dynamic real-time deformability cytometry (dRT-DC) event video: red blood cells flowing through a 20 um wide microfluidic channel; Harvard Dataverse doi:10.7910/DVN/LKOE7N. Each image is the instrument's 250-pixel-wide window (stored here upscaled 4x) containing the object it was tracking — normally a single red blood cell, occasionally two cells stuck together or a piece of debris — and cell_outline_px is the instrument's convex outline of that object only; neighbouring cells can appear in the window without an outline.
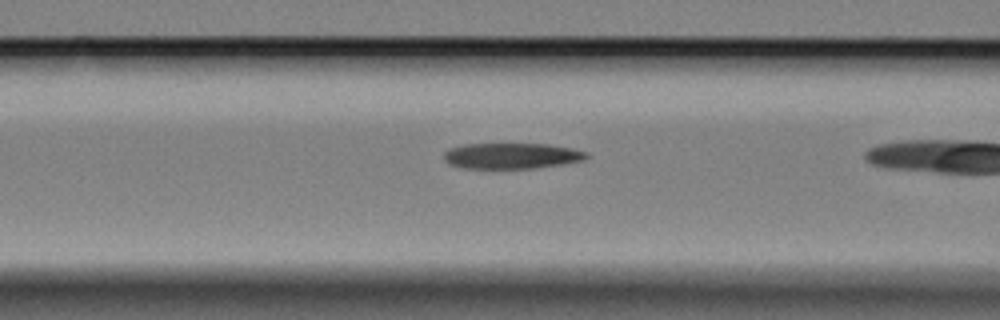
{"species": "Egyptian fruit bat (a non-hibernating species)", "species_latin": "Rousettus aegyptiacus", "temperature_condition": "cold", "stored_images_in_passage": 5, "camera_frame_rate_fps": 3000, "um_per_image_px": 0.085, "animal": {"sex": "female"}, "frame": {"image": 1, "passage_image": 4, "time_ms": 1.0, "image_size_px": [1000, 320], "cell_outline_px": [[588, 156], [584, 160], [560, 164], [532, 168], [464, 168], [452, 164], [444, 156], [444, 152], [452, 148], [464, 144], [548, 144], [572, 148], [584, 152]], "centroid_in_image_um": [43.51, 13.24], "position_along_channel_um": 123.1, "area_um2": 20.92}}